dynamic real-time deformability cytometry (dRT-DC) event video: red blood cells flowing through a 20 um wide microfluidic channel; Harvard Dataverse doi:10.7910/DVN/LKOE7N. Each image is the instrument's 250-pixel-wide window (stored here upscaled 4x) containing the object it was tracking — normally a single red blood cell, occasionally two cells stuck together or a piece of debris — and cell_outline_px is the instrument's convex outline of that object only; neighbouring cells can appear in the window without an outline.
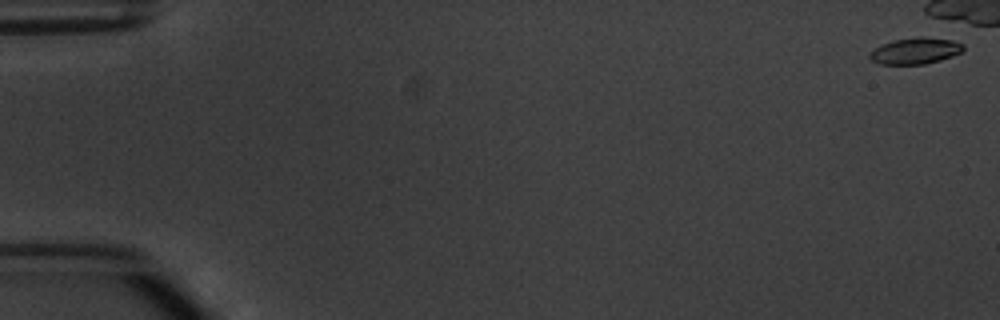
{"species": "common noctule bat (a hibernating species)", "species_latin": "Nyctalus noctula", "temperature_condition": "warm", "stored_images_in_passage": 1, "camera_frame_rate_fps": 3000, "um_per_image_px": 0.085, "animal": {"sex": "male", "body_mass_g": 20.1, "forearm_length_mm": 53.5}, "frame": {"image": 1, "passage_image": 1, "time_ms": 0.0, "image_size_px": [1000, 320], "cell_outline_px": [[964, 48], [960, 52], [952, 56], [940, 60], [924, 64], [880, 64], [872, 60], [868, 56], [876, 48], [884, 44], [896, 40], [920, 36], [924, 36], [952, 40], [964, 44]], "centroid_in_image_um": [77.85, 4.32], "position_along_channel_um": 7.2, "area_um2": 14.1}}